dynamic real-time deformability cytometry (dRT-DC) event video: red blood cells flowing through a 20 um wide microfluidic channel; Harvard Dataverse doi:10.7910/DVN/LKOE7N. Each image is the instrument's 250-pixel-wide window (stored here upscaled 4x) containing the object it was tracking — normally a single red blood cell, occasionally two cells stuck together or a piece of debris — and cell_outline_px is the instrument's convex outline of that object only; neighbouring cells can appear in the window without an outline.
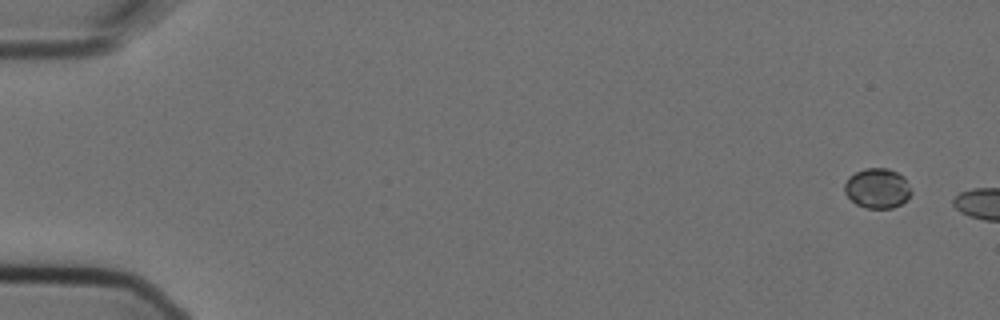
{"species": "Egyptian fruit bat (a non-hibernating species)", "species_latin": "Rousettus aegyptiacus", "temperature_condition": "cold", "stored_images_in_passage": 3, "camera_frame_rate_fps": 3000, "um_per_image_px": 0.085, "animal": {"sex": "female"}, "frame": {"image": 1, "passage_image": 1, "time_ms": 0.0, "image_size_px": [1000, 320], "cell_outline_px": [[912, 192], [908, 200], [892, 208], [868, 208], [856, 204], [844, 192], [844, 184], [848, 176], [864, 168], [888, 168], [904, 176]], "centroid_in_image_um": [74.58, 16.0], "position_along_channel_um": 10.4, "area_um2": 15.61}}